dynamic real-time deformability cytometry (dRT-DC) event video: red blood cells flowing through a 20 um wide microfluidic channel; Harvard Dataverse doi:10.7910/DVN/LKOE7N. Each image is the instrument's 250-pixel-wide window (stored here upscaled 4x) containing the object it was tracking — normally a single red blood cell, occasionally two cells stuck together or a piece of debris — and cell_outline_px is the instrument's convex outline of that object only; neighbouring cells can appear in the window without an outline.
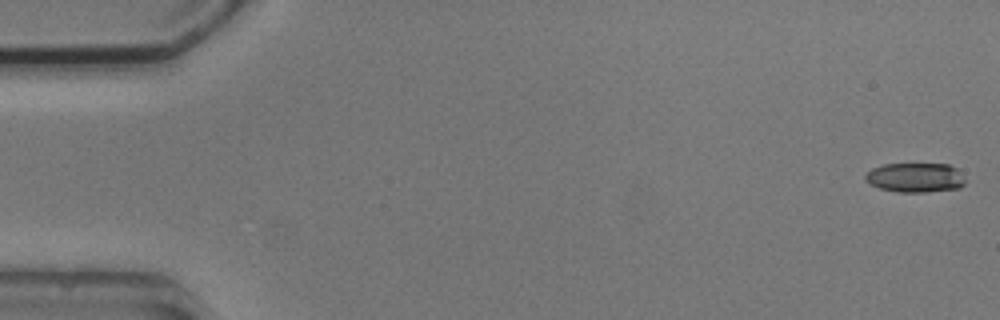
{"species": "common noctule bat (a hibernating species)", "species_latin": "Nyctalus noctula", "temperature_condition": "cold", "stored_images_in_passage": 5, "camera_frame_rate_fps": 3000, "um_per_image_px": 0.085, "animal": {"sex": "male", "body_mass_g": 20.5, "forearm_length_mm": 52.5}, "frame": {"image": 1, "passage_image": 1, "time_ms": 0.0, "image_size_px": [1000, 320], "cell_outline_px": [[964, 184], [960, 188], [924, 192], [896, 192], [880, 188], [864, 180], [864, 176], [872, 168], [884, 164], [948, 164], [956, 168], [964, 180]], "centroid_in_image_um": [77.78, 15.09], "position_along_channel_um": 7.2, "area_um2": 17.05}}
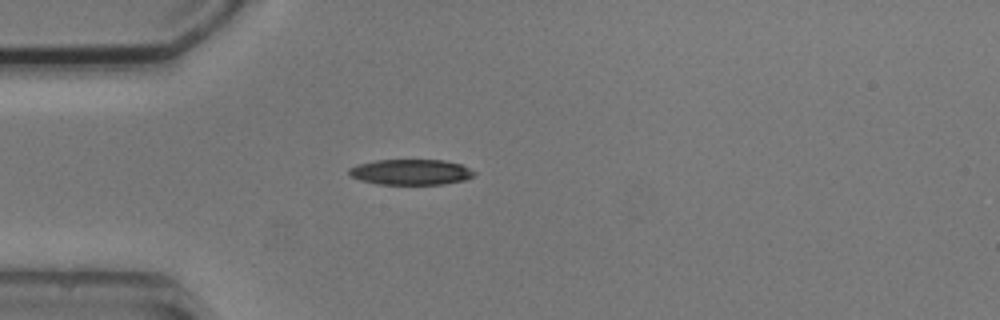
{"frame": {"image": 2, "passage_image": 5, "time_ms": 4.667, "image_size_px": [1000, 320], "cell_outline_px": [[476, 172], [468, 180], [444, 184], [376, 184], [360, 180], [348, 176], [348, 168], [356, 164], [376, 160], [444, 160], [460, 164]], "centroid_in_image_um": [34.88, 14.63], "position_along_channel_um": 50.1, "area_um2": 18.84}}